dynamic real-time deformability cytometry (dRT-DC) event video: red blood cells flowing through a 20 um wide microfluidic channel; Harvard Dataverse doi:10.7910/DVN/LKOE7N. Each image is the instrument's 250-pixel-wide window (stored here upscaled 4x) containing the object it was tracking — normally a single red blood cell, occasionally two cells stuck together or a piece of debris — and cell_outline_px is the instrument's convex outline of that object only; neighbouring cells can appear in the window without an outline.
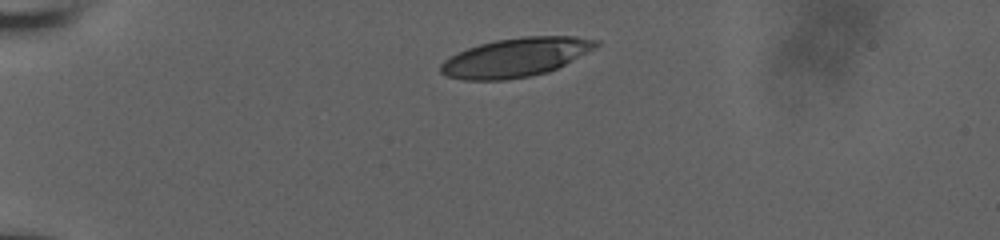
{"species": "human", "species_latin": "Homo sapiens", "temperature_condition": "room temperature", "stored_images_in_passage": 34, "camera_frame_rate_fps": 3000, "um_per_image_px": 0.085, "donor": {"sex": "male"}, "frame": {"image": 1, "passage_image": 1, "time_ms": 0.0, "image_size_px": [1000, 240], "cell_outline_px": [[600, 44], [596, 48], [548, 72], [528, 76], [504, 80], [464, 80], [444, 76], [440, 72], [440, 64], [444, 60], [468, 48], [480, 44], [496, 40], [524, 36], [576, 36], [600, 40]], "centroid_in_image_um": [43.84, 4.87], "position_along_channel_um": 41.2, "area_um2": 35.08}}
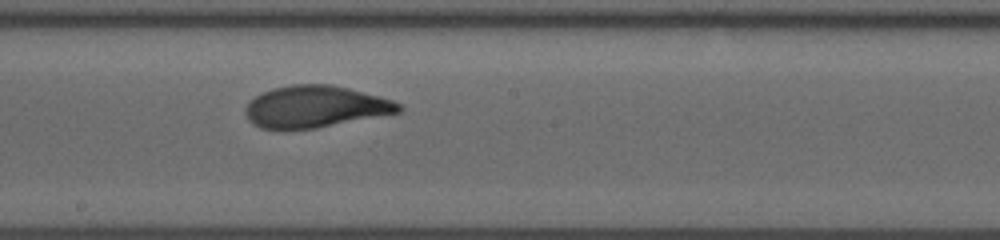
{"frame": {"image": 2, "passage_image": 19, "time_ms": 6.0, "image_size_px": [1000, 240], "cell_outline_px": [[404, 108], [400, 112], [316, 128], [260, 128], [252, 124], [248, 120], [244, 112], [244, 108], [248, 100], [272, 88], [292, 84], [332, 84], [380, 96], [392, 100], [400, 104]], "centroid_in_image_um": [26.77, 9.05], "position_along_channel_um": 221.4, "area_um2": 37.28}}
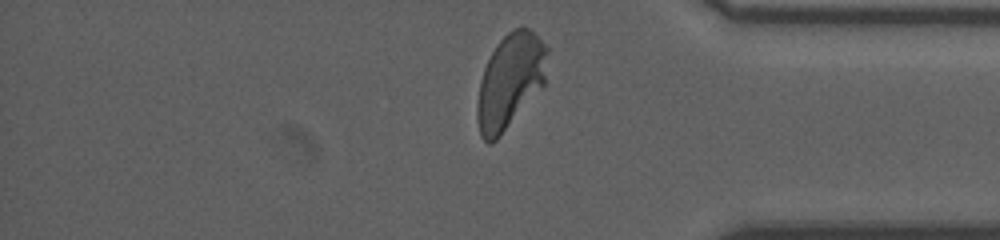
{"frame": {"image": 3, "passage_image": 33, "time_ms": 10.667, "image_size_px": [1000, 240], "cell_outline_px": [[548, 52], [544, 84], [500, 136], [492, 144], [488, 144], [480, 136], [476, 116], [476, 108], [480, 80], [484, 68], [496, 44], [512, 28], [528, 28], [548, 48]], "centroid_in_image_um": [43.33, 6.91], "position_along_channel_um": 391.9, "area_um2": 38.32}, "authors_computed_cell_mechanics": {"area_um2": 37.1943, "velocity_mm_per_s": 3.9059, "shape_relaxation_time_tau1_ms": 2.892, "shape_relaxation_time_tau2_ms": null, "deformation_change_tau1": 0.175, "deformation_change_tau2": null}}